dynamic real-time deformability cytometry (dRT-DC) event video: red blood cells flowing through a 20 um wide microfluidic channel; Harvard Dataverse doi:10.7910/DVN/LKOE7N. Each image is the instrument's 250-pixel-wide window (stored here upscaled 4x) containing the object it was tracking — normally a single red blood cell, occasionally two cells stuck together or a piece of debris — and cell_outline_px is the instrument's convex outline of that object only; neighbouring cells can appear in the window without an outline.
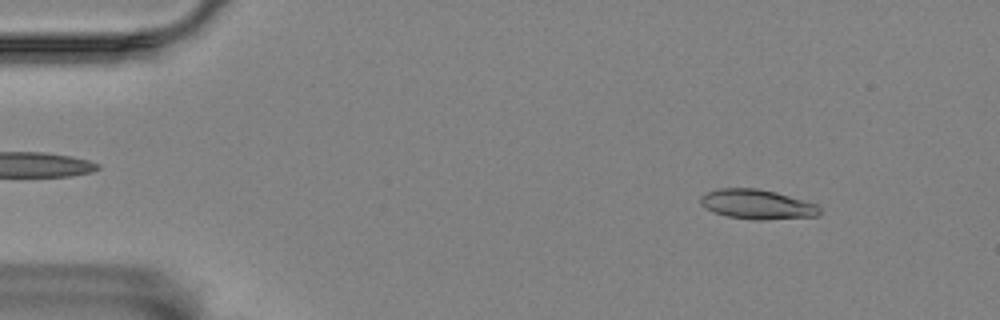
{"species": "Egyptian fruit bat (a non-hibernating species)", "species_latin": "Rousettus aegyptiacus", "temperature_condition": "room temperature", "stored_images_in_passage": 5, "camera_frame_rate_fps": 3000, "um_per_image_px": 0.085, "animal": {"sex": "female"}, "frame": {"image": 1, "passage_image": 1, "time_ms": 0.0, "image_size_px": [1000, 320], "cell_outline_px": [[820, 212], [816, 216], [760, 220], [728, 216], [712, 212], [700, 204], [700, 196], [704, 192], [716, 188], [756, 188], [776, 192], [816, 204], [820, 208]], "centroid_in_image_um": [64.29, 17.35], "position_along_channel_um": 20.7, "area_um2": 20.52}}
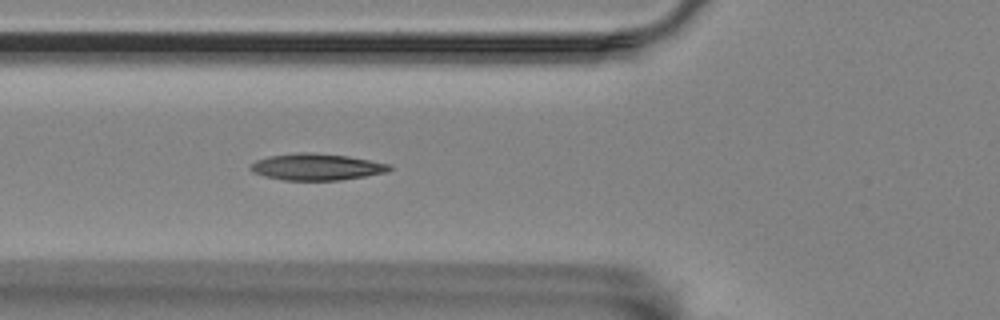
{"frame": {"image": 2, "passage_image": 5, "time_ms": 4.667, "image_size_px": [1000, 320], "cell_outline_px": [[392, 168], [388, 172], [340, 180], [284, 180], [264, 176], [252, 172], [248, 168], [248, 164], [256, 160], [268, 156], [296, 152], [308, 152], [348, 156], [392, 164]], "centroid_in_image_um": [26.88, 14.18], "position_along_channel_um": 98.9, "area_um2": 21.73}}